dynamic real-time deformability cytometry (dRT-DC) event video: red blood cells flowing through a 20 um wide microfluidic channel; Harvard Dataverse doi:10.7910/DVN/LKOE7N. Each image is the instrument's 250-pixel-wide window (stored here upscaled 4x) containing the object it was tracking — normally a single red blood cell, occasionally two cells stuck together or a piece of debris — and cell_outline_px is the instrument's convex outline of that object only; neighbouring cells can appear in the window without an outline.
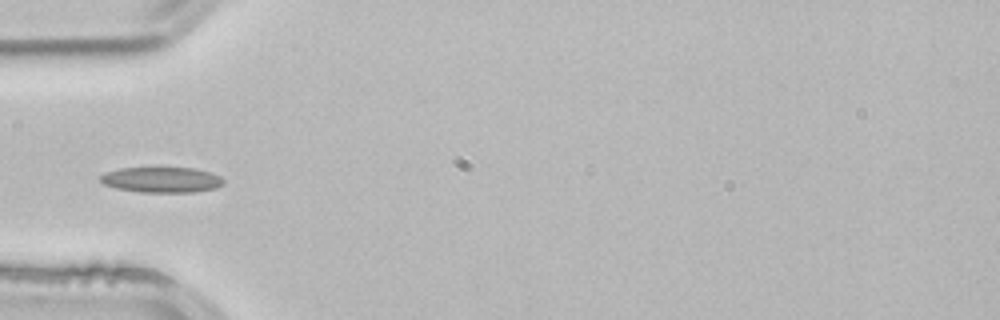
{"species": "common noctule bat (a hibernating species)", "species_latin": "Nyctalus noctula", "temperature_condition": "room temperature", "stored_images_in_passage": 4, "camera_frame_rate_fps": 3000, "um_per_image_px": 0.085, "animal": {"sex": "male", "body_mass_g": 21.5, "forearm_length_mm": 52.0}, "frame": {"image": 1, "passage_image": 1, "time_ms": 0.0, "image_size_px": [1000, 320], "cell_outline_px": [[224, 184], [216, 188], [196, 192], [140, 192], [116, 188], [104, 184], [100, 180], [100, 176], [104, 172], [120, 168], [160, 164], [192, 168], [212, 172], [220, 176], [224, 180]], "centroid_in_image_um": [13.74, 15.22], "position_along_channel_um": 71.3, "area_um2": 19.42}}